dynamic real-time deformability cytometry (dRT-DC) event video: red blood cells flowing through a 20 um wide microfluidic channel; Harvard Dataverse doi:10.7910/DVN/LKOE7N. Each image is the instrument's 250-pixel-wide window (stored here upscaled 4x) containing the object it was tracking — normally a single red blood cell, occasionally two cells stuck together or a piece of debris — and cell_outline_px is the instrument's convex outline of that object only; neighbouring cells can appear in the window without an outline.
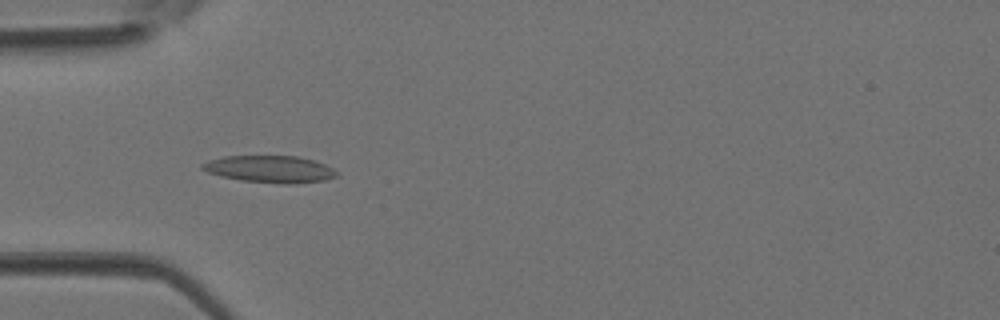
{"species": "Egyptian fruit bat (a non-hibernating species)", "species_latin": "Rousettus aegyptiacus", "temperature_condition": "room temperature", "stored_images_in_passage": 5, "camera_frame_rate_fps": 3000, "um_per_image_px": 0.085, "animal": {"sex": "female"}, "frame": {"image": 1, "passage_image": 4, "time_ms": 1.0, "image_size_px": [1000, 320], "cell_outline_px": [[336, 176], [324, 180], [292, 184], [280, 184], [240, 180], [220, 176], [208, 172], [200, 168], [200, 164], [208, 160], [224, 156], [300, 156], [316, 160], [332, 168], [336, 172]], "centroid_in_image_um": [22.91, 14.37], "position_along_channel_um": 62.1, "area_um2": 21.27}}
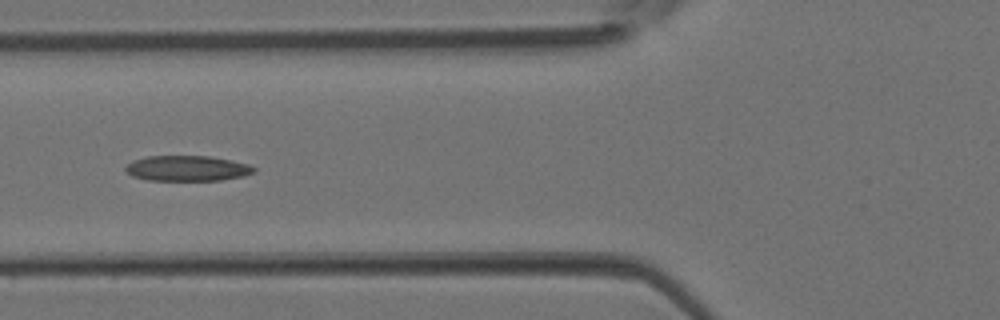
{"frame": {"image": 2, "passage_image": 5, "time_ms": 1.333, "image_size_px": [1000, 320], "cell_outline_px": [[256, 172], [244, 176], [220, 180], [148, 180], [132, 176], [124, 168], [132, 160], [148, 156], [208, 156], [248, 164], [256, 168]], "centroid_in_image_um": [15.91, 14.31], "position_along_channel_um": 109.9, "area_um2": 18.9}}